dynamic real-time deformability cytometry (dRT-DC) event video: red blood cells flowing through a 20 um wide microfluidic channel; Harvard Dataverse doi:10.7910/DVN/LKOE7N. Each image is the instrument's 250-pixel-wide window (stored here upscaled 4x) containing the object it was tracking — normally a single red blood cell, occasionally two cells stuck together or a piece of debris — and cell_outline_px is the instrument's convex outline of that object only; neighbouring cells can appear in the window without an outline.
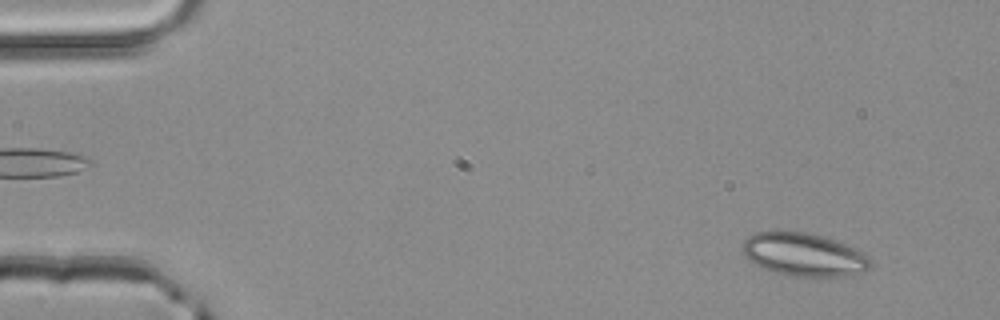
{"species": "common noctule bat (a hibernating species)", "species_latin": "Nyctalus noctula", "temperature_condition": "room temperature", "stored_images_in_passage": 4, "segment_of_instrument_passage": [2, 2], "camera_frame_rate_fps": 3000, "um_per_image_px": 0.085, "animal": {"sex": "male", "body_mass_g": 20.4}, "frame": {"image": 1, "passage_image": 4, "time_ms": 1.0, "image_size_px": [1000, 320], "cell_outline_px": [[872, 268], [864, 272], [844, 276], [816, 280], [788, 276], [772, 272], [748, 260], [740, 248], [744, 240], [748, 236], [756, 232], [808, 232], [836, 240], [864, 252], [872, 260]], "centroid_in_image_um": [68.38, 21.7], "position_along_channel_um": 16.6, "area_um2": 33.23}}